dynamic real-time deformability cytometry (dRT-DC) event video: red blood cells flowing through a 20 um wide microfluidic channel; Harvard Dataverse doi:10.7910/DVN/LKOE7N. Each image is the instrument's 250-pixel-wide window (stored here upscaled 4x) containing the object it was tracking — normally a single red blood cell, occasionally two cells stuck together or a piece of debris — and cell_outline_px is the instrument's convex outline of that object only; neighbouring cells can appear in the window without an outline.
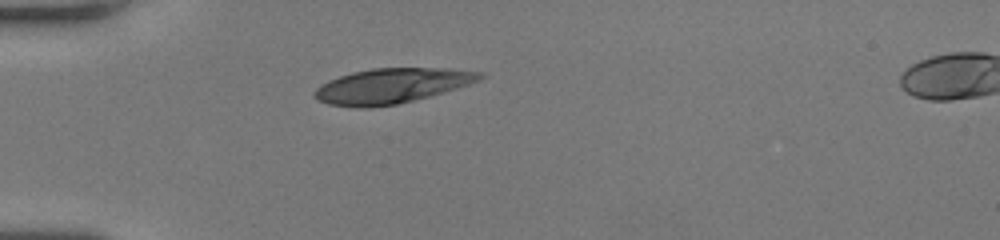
{"species": "human", "species_latin": "Homo sapiens", "temperature_condition": "room temperature", "stored_images_in_passage": 25, "camera_frame_rate_fps": 3000, "um_per_image_px": 0.085, "donor": {"sex": "female"}, "frame": {"image": 1, "passage_image": 1, "time_ms": 0.0, "image_size_px": [1000, 240], "cell_outline_px": [[484, 76], [480, 80], [444, 92], [396, 104], [368, 108], [352, 108], [328, 104], [316, 100], [312, 96], [312, 92], [320, 84], [328, 80], [352, 72], [372, 68], [448, 68], [484, 72]], "centroid_in_image_um": [33.23, 7.3], "position_along_channel_um": 51.8, "area_um2": 33.93}}
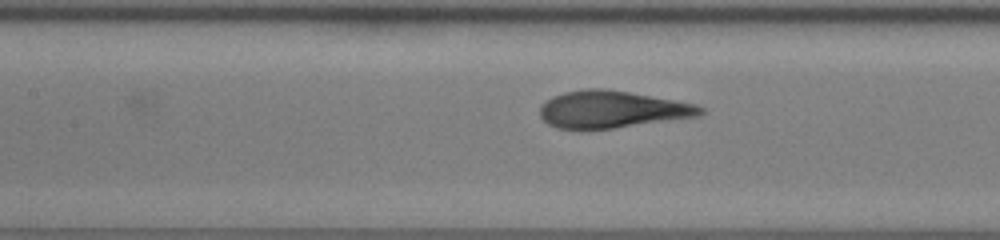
{"frame": {"image": 2, "passage_image": 10, "time_ms": 3.0, "image_size_px": [1000, 240], "cell_outline_px": [[704, 112], [700, 116], [612, 128], [556, 128], [548, 124], [540, 116], [540, 104], [552, 96], [564, 92], [584, 88], [604, 88], [628, 92], [696, 104], [704, 108]], "centroid_in_image_um": [51.99, 9.28], "position_along_channel_um": 155.4, "area_um2": 34.45}}
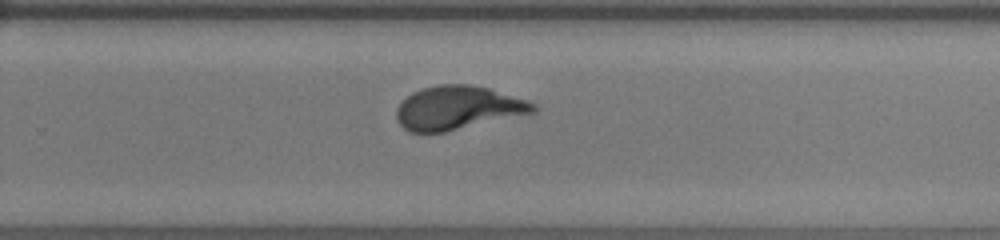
{"frame": {"image": 3, "passage_image": 20, "time_ms": 6.333, "image_size_px": [1000, 240], "cell_outline_px": [[536, 112], [444, 132], [408, 132], [396, 120], [396, 108], [412, 92], [420, 88], [440, 84], [468, 84], [488, 88], [528, 100], [536, 104]], "centroid_in_image_um": [38.91, 9.16], "position_along_channel_um": 290.9, "area_um2": 34.68}}